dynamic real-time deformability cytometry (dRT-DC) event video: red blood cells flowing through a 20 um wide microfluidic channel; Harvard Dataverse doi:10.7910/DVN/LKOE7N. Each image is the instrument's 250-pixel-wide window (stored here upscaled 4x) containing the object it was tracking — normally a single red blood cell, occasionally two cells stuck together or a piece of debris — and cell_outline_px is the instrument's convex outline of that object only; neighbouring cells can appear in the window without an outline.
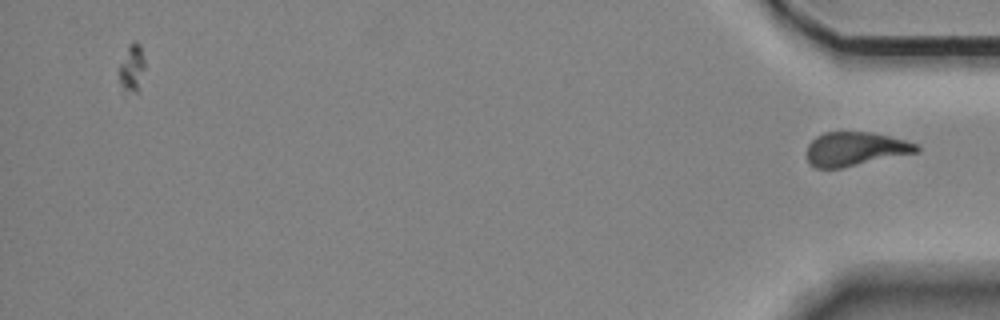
{"species": "Egyptian fruit bat (a non-hibernating species)", "species_latin": "Rousettus aegyptiacus", "temperature_condition": "room temperature", "stored_images_in_passage": 39, "camera_frame_rate_fps": 3000, "um_per_image_px": 0.085, "animal": {"sex": "female"}, "frame": {"image": 1, "passage_image": 39, "time_ms": 12.667, "image_size_px": [1000, 320], "cell_outline_px": [[920, 152], [840, 168], [816, 168], [808, 164], [808, 144], [816, 136], [824, 132], [872, 132], [904, 140], [916, 144], [920, 148]], "centroid_in_image_um": [72.7, 12.66], "position_along_channel_um": 362.5, "area_um2": 21.62}}